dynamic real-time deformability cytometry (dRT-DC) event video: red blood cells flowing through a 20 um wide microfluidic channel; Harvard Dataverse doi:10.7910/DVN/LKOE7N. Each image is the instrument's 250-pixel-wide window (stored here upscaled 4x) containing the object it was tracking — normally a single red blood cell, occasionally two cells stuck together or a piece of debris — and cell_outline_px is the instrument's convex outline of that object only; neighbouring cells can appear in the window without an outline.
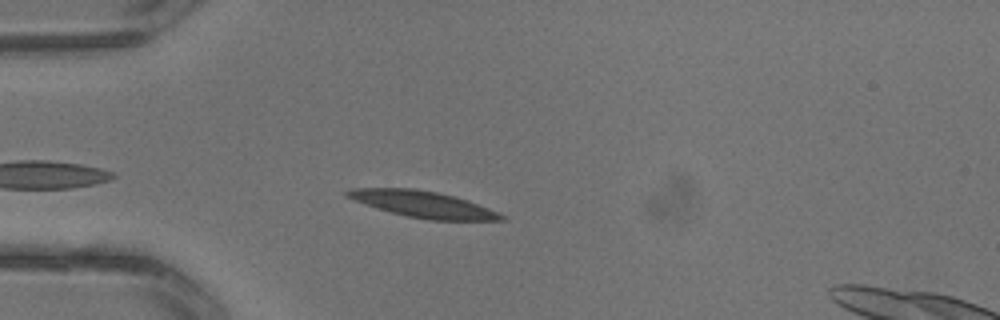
{"species": "common noctule bat (a hibernating species)", "species_latin": "Nyctalus noctula", "temperature_condition": "warm", "stored_images_in_passage": 2, "camera_frame_rate_fps": 3000, "um_per_image_px": 0.085, "animal": {"sex": "male", "body_mass_g": 13.3}, "frame": {"image": 1, "passage_image": 2, "time_ms": 0.333, "image_size_px": [1000, 320], "cell_outline_px": [[508, 220], [428, 220], [408, 216], [376, 208], [344, 196], [344, 192], [352, 188], [416, 188], [456, 196], [468, 200], [508, 216]], "centroid_in_image_um": [35.99, 17.36], "position_along_channel_um": 49.0, "area_um2": 23.7}}